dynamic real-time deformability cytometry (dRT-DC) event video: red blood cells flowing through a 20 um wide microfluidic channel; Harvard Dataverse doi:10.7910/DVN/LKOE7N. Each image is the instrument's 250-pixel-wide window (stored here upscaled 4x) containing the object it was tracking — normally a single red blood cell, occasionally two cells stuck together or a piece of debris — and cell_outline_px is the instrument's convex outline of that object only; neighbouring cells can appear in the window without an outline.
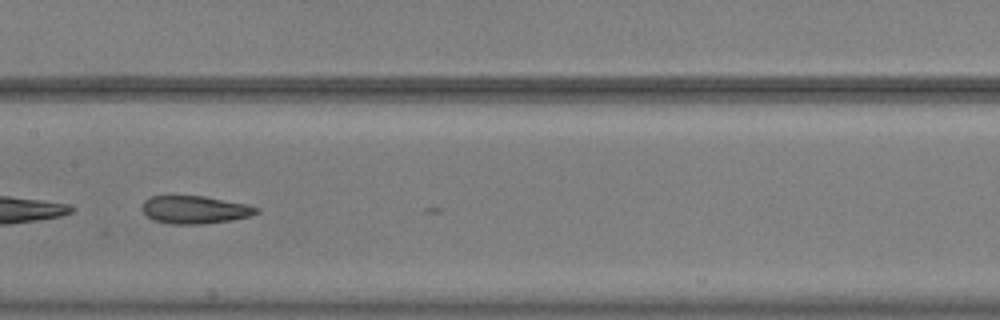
{"species": "common noctule bat (a hibernating species)", "species_latin": "Nyctalus noctula", "temperature_condition": "warm", "stored_images_in_passage": 19, "camera_frame_rate_fps": 3000, "um_per_image_px": 0.085, "animal": {"sex": "male", "body_mass_g": 20.5, "forearm_length_mm": 52.5}, "frame": {"image": 1, "passage_image": 14, "time_ms": 4.333, "image_size_px": [1000, 320], "cell_outline_px": [[260, 212], [252, 216], [232, 220], [204, 224], [172, 224], [156, 220], [148, 216], [140, 208], [144, 200], [152, 196], [204, 196], [244, 204], [260, 208]], "centroid_in_image_um": [16.58, 17.83], "position_along_channel_um": 190.8, "area_um2": 18.5}}